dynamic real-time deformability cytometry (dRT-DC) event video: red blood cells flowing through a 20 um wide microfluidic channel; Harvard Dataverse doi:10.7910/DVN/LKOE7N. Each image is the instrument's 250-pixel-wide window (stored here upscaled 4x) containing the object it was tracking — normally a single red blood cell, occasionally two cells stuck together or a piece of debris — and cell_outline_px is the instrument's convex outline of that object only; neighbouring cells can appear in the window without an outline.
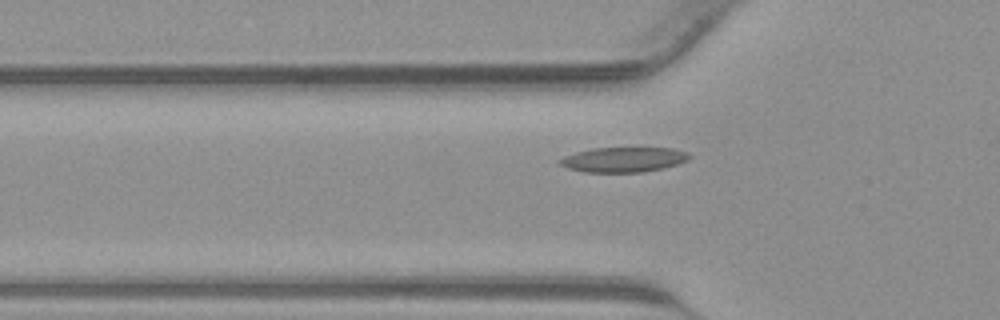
{"species": "common noctule bat (a hibernating species)", "species_latin": "Nyctalus noctula", "temperature_condition": "warm", "stored_images_in_passage": 40, "camera_frame_rate_fps": 3000, "um_per_image_px": 0.085, "animal": {"sex": "male", "body_mass_g": 23.1, "forearm_length_mm": 52.7}, "frame": {"image": 1, "passage_image": 15, "time_ms": 4.667, "image_size_px": [1000, 320], "cell_outline_px": [[692, 156], [688, 160], [664, 168], [644, 172], [584, 172], [568, 168], [560, 164], [556, 160], [564, 156], [576, 152], [592, 148], [672, 148], [688, 152]], "centroid_in_image_um": [53.0, 13.56], "position_along_channel_um": 72.8, "area_um2": 18.9}}
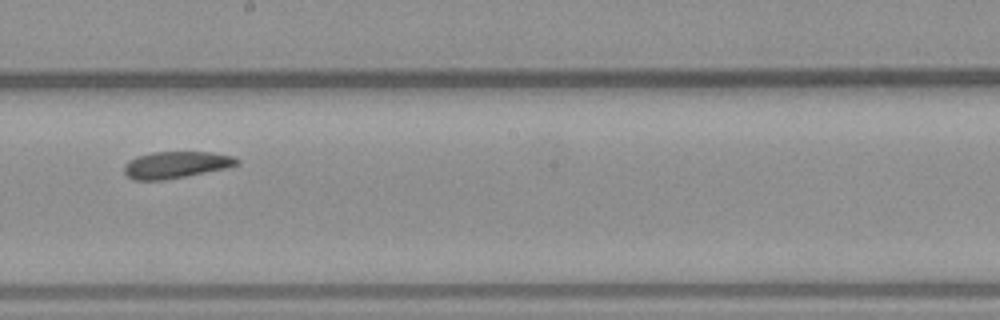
{"frame": {"image": 2, "passage_image": 25, "time_ms": 8.0, "image_size_px": [1000, 320], "cell_outline_px": [[240, 164], [224, 168], [164, 180], [132, 180], [124, 172], [124, 164], [128, 160], [136, 156], [152, 152], [212, 152], [232, 156], [240, 160]], "centroid_in_image_um": [14.92, 14.0], "position_along_channel_um": 233.3, "area_um2": 17.51}}
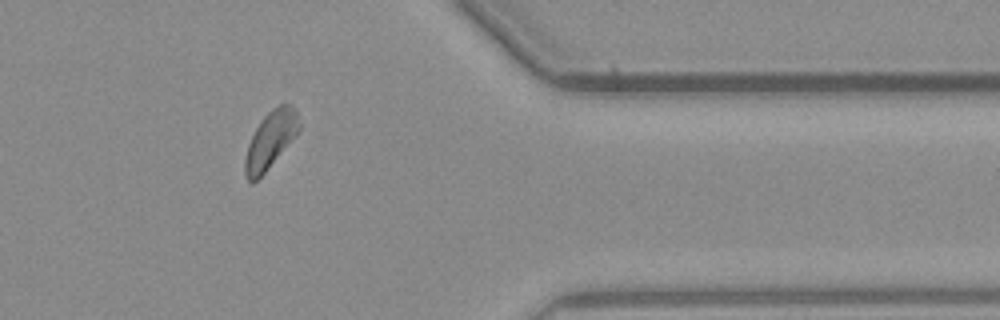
{"frame": {"image": 3, "passage_image": 36, "time_ms": 11.667, "image_size_px": [1000, 320], "cell_outline_px": [[300, 132], [264, 172], [252, 184], [248, 180], [244, 172], [244, 160], [248, 144], [260, 120], [272, 108], [280, 104], [292, 104], [296, 112], [300, 124]], "centroid_in_image_um": [23.0, 11.88], "position_along_channel_um": 388.4, "area_um2": 17.92}}